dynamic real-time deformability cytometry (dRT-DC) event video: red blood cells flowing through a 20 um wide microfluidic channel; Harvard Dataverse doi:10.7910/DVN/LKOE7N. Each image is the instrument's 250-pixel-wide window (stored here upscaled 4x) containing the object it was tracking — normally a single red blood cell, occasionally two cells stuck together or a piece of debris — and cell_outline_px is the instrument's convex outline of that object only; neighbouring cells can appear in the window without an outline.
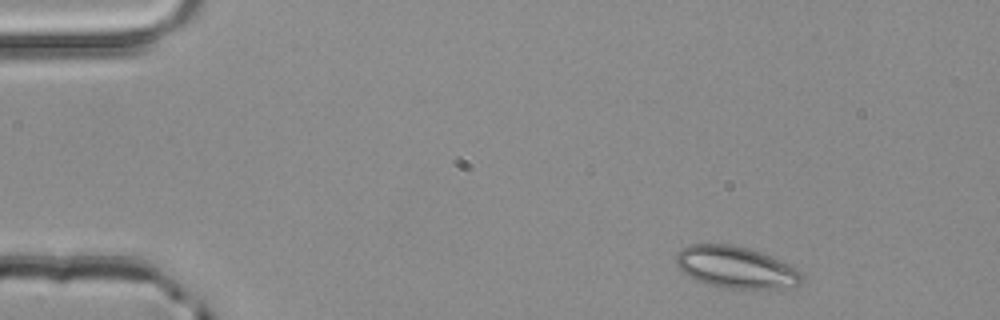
{"species": "common noctule bat (a hibernating species)", "species_latin": "Nyctalus noctula", "temperature_condition": "room temperature", "stored_images_in_passage": 3, "camera_frame_rate_fps": 3000, "um_per_image_px": 0.085, "animal": {"sex": "male", "body_mass_g": 20.4}, "frame": {"image": 1, "passage_image": 1, "time_ms": 0.0, "image_size_px": [1000, 320], "cell_outline_px": [[804, 280], [796, 288], [724, 288], [708, 284], [696, 280], [688, 276], [672, 260], [676, 252], [680, 248], [692, 244], [732, 244], [748, 248], [760, 252], [788, 264], [800, 272], [804, 276]], "centroid_in_image_um": [62.52, 22.72], "position_along_channel_um": 22.5, "area_um2": 30.87}}